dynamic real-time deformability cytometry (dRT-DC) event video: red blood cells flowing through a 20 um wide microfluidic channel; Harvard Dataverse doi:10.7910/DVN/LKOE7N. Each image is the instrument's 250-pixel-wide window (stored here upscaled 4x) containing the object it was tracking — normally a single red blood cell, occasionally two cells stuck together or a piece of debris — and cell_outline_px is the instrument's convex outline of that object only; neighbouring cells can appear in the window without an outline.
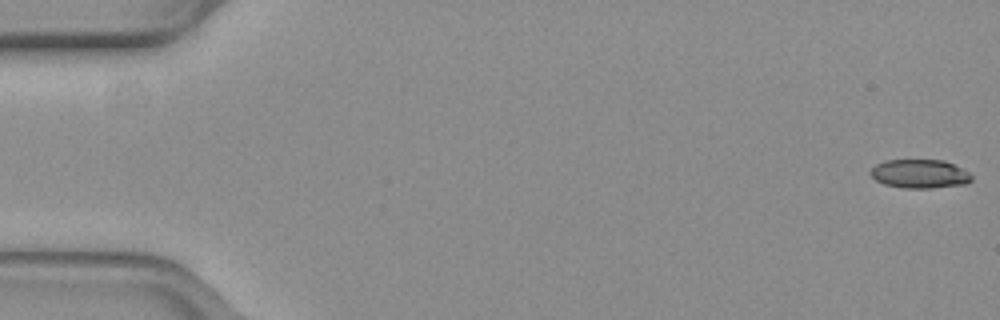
{"species": "common noctule bat (a hibernating species)", "species_latin": "Nyctalus noctula", "temperature_condition": "warm", "stored_images_in_passage": 4, "camera_frame_rate_fps": 3000, "um_per_image_px": 0.085, "animal": {"sex": "female", "body_mass_g": 19.3, "forearm_length_mm": 54.1}, "frame": {"image": 1, "passage_image": 1, "time_ms": 0.0, "image_size_px": [1000, 320], "cell_outline_px": [[972, 180], [968, 184], [932, 188], [904, 188], [884, 184], [876, 180], [868, 172], [876, 164], [884, 160], [944, 160], [968, 172], [972, 176]], "centroid_in_image_um": [78.17, 14.78], "position_along_channel_um": 6.8, "area_um2": 16.99}}